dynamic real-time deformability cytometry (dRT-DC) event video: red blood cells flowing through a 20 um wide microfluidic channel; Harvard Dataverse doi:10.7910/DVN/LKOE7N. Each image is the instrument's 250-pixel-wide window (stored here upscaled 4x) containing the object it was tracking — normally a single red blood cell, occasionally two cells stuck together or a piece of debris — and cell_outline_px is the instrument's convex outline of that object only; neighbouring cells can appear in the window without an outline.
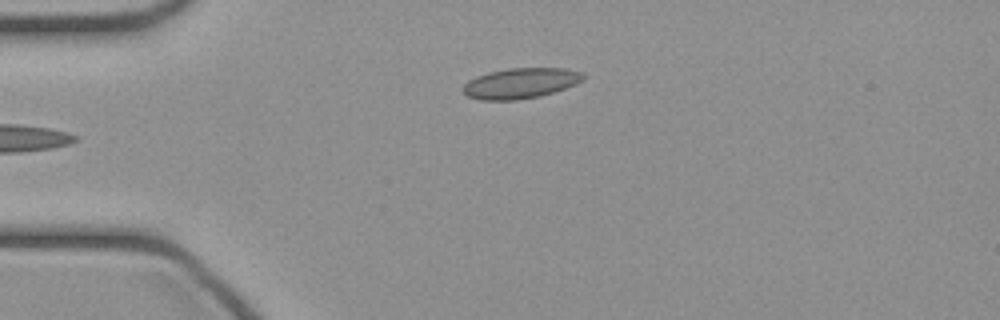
{"species": "common noctule bat (a hibernating species)", "species_latin": "Nyctalus noctula", "temperature_condition": "cold", "stored_images_in_passage": 33, "camera_frame_rate_fps": 3000, "um_per_image_px": 0.085, "animal": {"sex": "female", "body_mass_g": 21.9}, "frame": {"image": 1, "passage_image": 1, "time_ms": 0.0, "image_size_px": [1000, 320], "cell_outline_px": [[584, 80], [576, 84], [540, 96], [516, 100], [480, 100], [468, 96], [464, 92], [464, 84], [468, 80], [476, 76], [488, 72], [508, 68], [564, 68], [580, 72], [584, 76]], "centroid_in_image_um": [44.23, 7.07], "position_along_channel_um": 40.8, "area_um2": 21.21}}
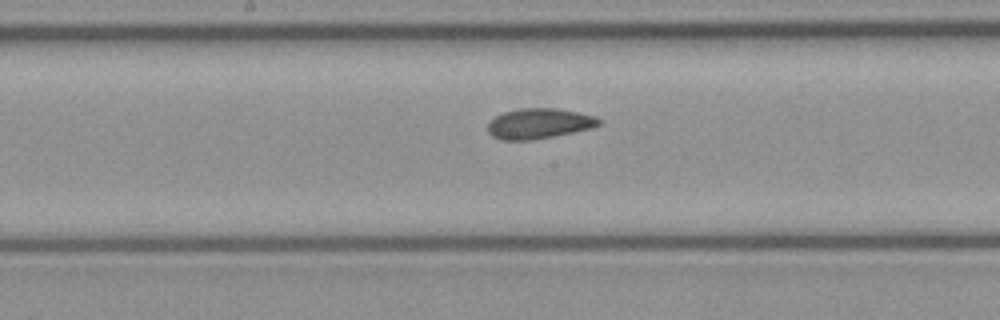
{"frame": {"image": 2, "passage_image": 14, "time_ms": 4.333, "image_size_px": [1000, 320], "cell_outline_px": [[600, 124], [592, 128], [532, 140], [500, 140], [492, 136], [488, 132], [488, 124], [496, 116], [504, 112], [520, 108], [552, 108], [576, 112], [596, 116], [600, 120]], "centroid_in_image_um": [45.8, 10.5], "position_along_channel_um": 202.4, "area_um2": 19.42}}
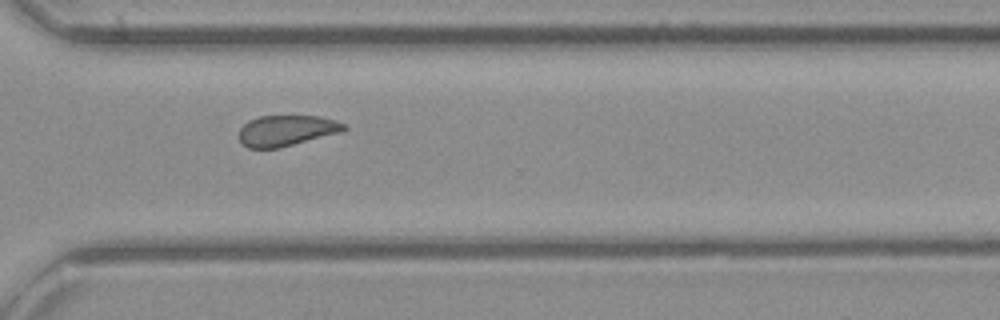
{"frame": {"image": 3, "passage_image": 24, "time_ms": 7.667, "image_size_px": [1000, 320], "cell_outline_px": [[348, 128], [344, 132], [280, 148], [248, 148], [240, 144], [240, 128], [248, 120], [260, 116], [320, 116], [336, 120], [344, 124]], "centroid_in_image_um": [24.39, 11.11], "position_along_channel_um": 346.2, "area_um2": 19.13}}